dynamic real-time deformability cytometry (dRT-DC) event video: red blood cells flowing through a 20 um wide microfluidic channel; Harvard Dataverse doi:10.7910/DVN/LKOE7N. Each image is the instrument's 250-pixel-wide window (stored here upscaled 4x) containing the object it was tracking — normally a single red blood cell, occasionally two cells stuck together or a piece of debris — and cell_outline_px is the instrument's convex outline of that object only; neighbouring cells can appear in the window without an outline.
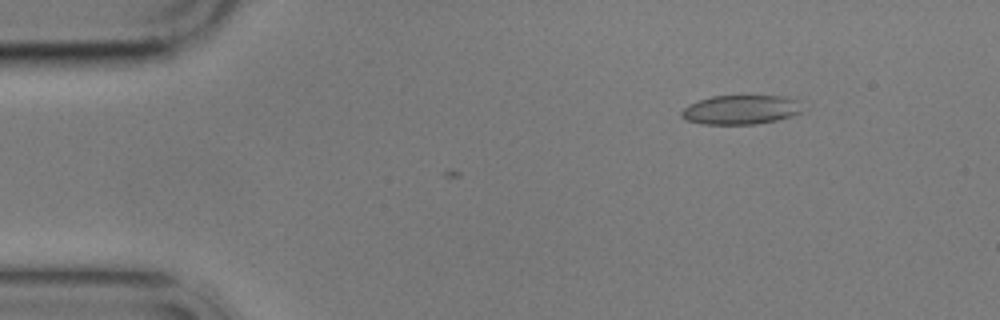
{"species": "common noctule bat (a hibernating species)", "species_latin": "Nyctalus noctula", "temperature_condition": "cold", "stored_images_in_passage": 3, "camera_frame_rate_fps": 3000, "um_per_image_px": 0.085, "animal": {"sex": "male", "body_mass_g": 17.9}, "frame": {"image": 1, "passage_image": 3, "time_ms": 3.333, "image_size_px": [1000, 320], "cell_outline_px": [[800, 112], [776, 120], [756, 124], [704, 124], [684, 120], [680, 116], [680, 112], [688, 104], [712, 96], [784, 96], [796, 100]], "centroid_in_image_um": [62.86, 9.33], "position_along_channel_um": 22.1, "area_um2": 20.29}}